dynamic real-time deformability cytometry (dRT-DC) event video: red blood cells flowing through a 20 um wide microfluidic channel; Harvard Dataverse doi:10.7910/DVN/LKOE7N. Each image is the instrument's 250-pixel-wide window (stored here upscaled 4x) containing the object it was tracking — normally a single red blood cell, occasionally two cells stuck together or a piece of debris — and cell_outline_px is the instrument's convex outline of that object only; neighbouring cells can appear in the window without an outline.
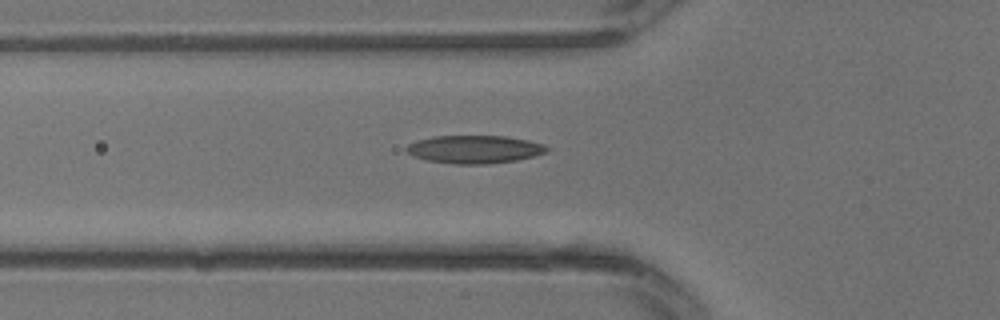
{"species": "common noctule bat (a hibernating species)", "species_latin": "Nyctalus noctula", "temperature_condition": "warm", "stored_images_in_passage": 25, "camera_frame_rate_fps": 3000, "um_per_image_px": 0.085, "animal": {"sex": "male", "body_mass_g": 13.3}, "frame": {"image": 1, "passage_image": 7, "time_ms": 2.0, "image_size_px": [1000, 320], "cell_outline_px": [[552, 148], [548, 152], [516, 160], [484, 164], [456, 164], [428, 160], [412, 156], [404, 148], [408, 144], [416, 140], [436, 136], [508, 136], [528, 140], [544, 144]], "centroid_in_image_um": [40.35, 12.68], "position_along_channel_um": 85.4, "area_um2": 22.95}}
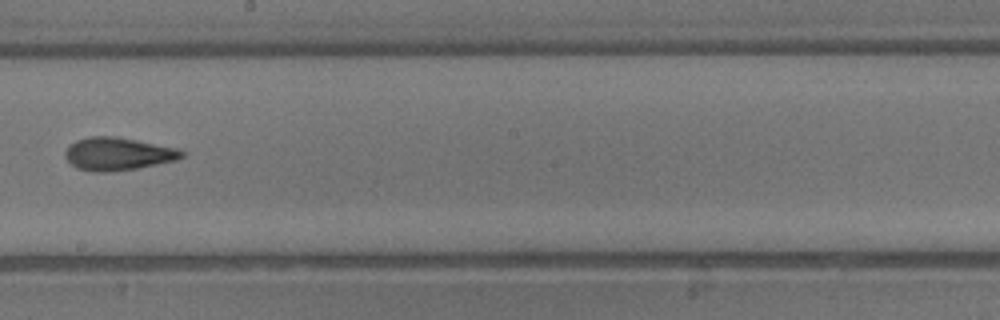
{"frame": {"image": 2, "passage_image": 14, "time_ms": 4.333, "image_size_px": [1000, 320], "cell_outline_px": [[184, 156], [176, 160], [136, 168], [108, 172], [92, 172], [76, 168], [64, 156], [64, 152], [68, 144], [76, 140], [88, 136], [116, 136], [180, 148], [184, 152]], "centroid_in_image_um": [10.0, 13.07], "position_along_channel_um": 238.2, "area_um2": 22.54}}
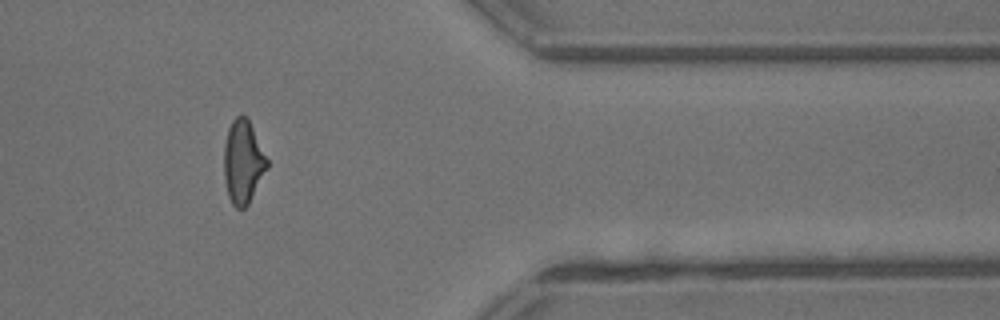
{"frame": {"image": 3, "passage_image": 22, "time_ms": 7.0, "image_size_px": [1000, 320], "cell_outline_px": [[268, 168], [248, 204], [244, 208], [236, 208], [232, 204], [228, 196], [224, 176], [224, 144], [228, 128], [232, 120], [240, 112], [248, 120], [268, 160]], "centroid_in_image_um": [20.64, 13.76], "position_along_channel_um": 390.8, "area_um2": 20.81}}